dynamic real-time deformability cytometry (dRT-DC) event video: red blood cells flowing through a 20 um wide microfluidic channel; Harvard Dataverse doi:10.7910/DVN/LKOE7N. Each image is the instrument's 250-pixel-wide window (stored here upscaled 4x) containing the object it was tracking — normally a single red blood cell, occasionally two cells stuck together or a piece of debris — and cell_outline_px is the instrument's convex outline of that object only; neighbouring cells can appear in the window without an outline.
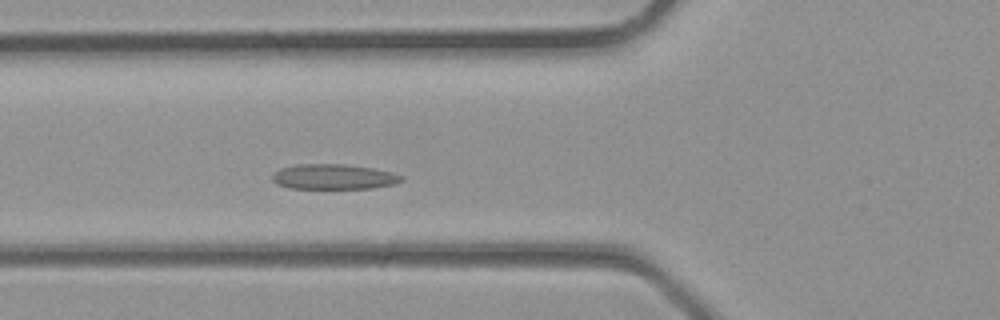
{"species": "common noctule bat (a hibernating species)", "species_latin": "Nyctalus noctula", "temperature_condition": "room temperature", "stored_images_in_passage": 24, "camera_frame_rate_fps": 3000, "um_per_image_px": 0.085, "animal": {"sex": "male", "body_mass_g": 23.1, "forearm_length_mm": 52.7}, "frame": {"image": 1, "passage_image": 2, "time_ms": 0.333, "image_size_px": [1000, 320], "cell_outline_px": [[404, 180], [396, 184], [372, 188], [288, 188], [276, 184], [272, 180], [272, 176], [280, 168], [300, 164], [344, 164], [372, 168], [392, 172], [404, 176]], "centroid_in_image_um": [28.39, 15.02], "position_along_channel_um": 97.4, "area_um2": 18.96}}
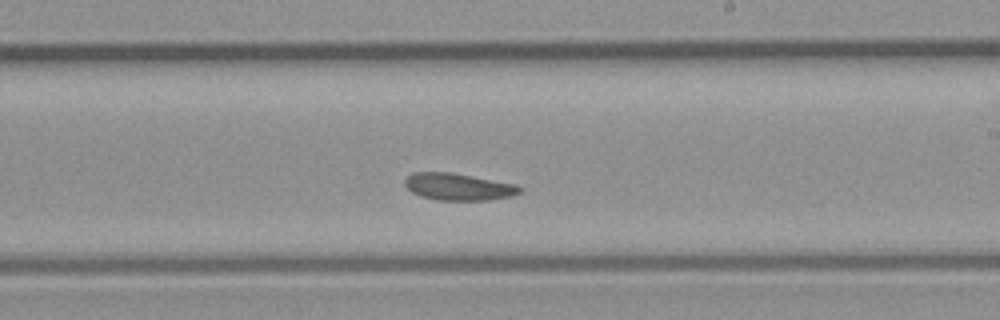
{"frame": {"image": 2, "passage_image": 10, "time_ms": 3.0, "image_size_px": [1000, 320], "cell_outline_px": [[524, 188], [520, 192], [512, 196], [488, 200], [436, 200], [420, 196], [412, 192], [404, 184], [404, 180], [412, 172], [452, 172], [516, 184]], "centroid_in_image_um": [38.97, 15.87], "position_along_channel_um": 250.0, "area_um2": 18.21}}
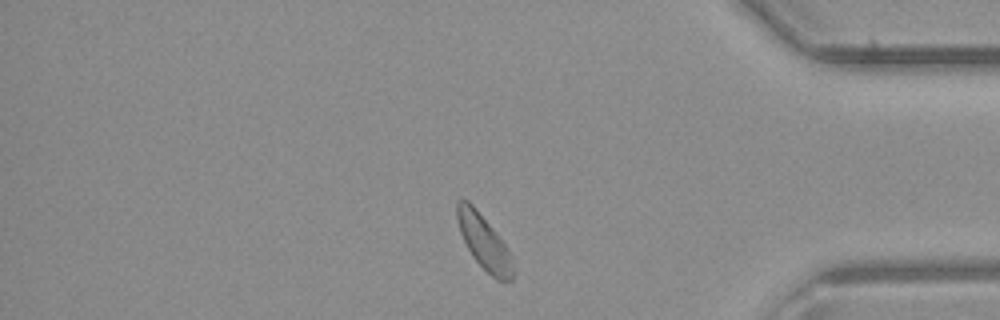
{"frame": {"image": 3, "passage_image": 19, "time_ms": 6.0, "image_size_px": [1000, 320], "cell_outline_px": [[516, 272], [512, 280], [496, 280], [472, 256], [460, 232], [456, 220], [456, 200], [468, 200], [476, 208], [496, 232], [508, 248], [512, 256], [516, 268]], "centroid_in_image_um": [41.17, 20.59], "position_along_channel_um": 394.0, "area_um2": 17.92}}